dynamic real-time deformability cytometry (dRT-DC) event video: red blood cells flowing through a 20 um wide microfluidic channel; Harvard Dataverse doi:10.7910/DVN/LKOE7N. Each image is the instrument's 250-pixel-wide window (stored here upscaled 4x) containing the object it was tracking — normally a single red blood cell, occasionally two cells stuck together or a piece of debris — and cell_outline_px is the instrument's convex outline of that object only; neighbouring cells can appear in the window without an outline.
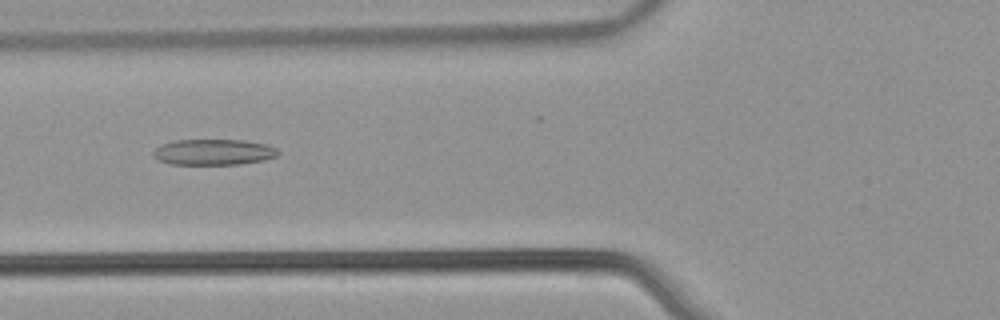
{"species": "common noctule bat (a hibernating species)", "species_latin": "Nyctalus noctula", "temperature_condition": "warm", "stored_images_in_passage": 53, "camera_frame_rate_fps": 3000, "um_per_image_px": 0.085, "animal": {"sex": "male", "body_mass_g": 21.5, "forearm_length_mm": 52.0}, "frame": {"image": 1, "passage_image": 21, "time_ms": 6.667, "image_size_px": [1000, 320], "cell_outline_px": [[280, 152], [276, 156], [264, 160], [240, 164], [172, 164], [160, 160], [152, 156], [152, 152], [160, 144], [176, 140], [244, 140], [268, 144], [276, 148]], "centroid_in_image_um": [18.16, 12.92], "position_along_channel_um": 107.6, "area_um2": 18.84}}
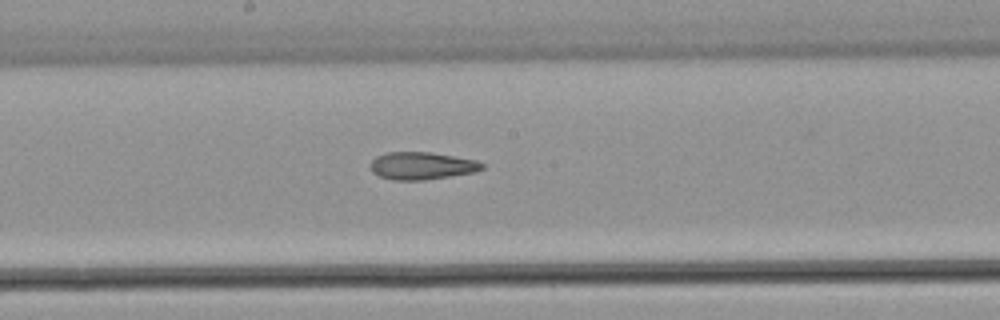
{"frame": {"image": 2, "passage_image": 29, "time_ms": 9.333, "image_size_px": [1000, 320], "cell_outline_px": [[484, 168], [476, 172], [424, 180], [392, 180], [380, 176], [372, 172], [372, 160], [376, 156], [384, 152], [432, 152], [476, 160], [484, 164]], "centroid_in_image_um": [35.87, 14.09], "position_along_channel_um": 212.3, "area_um2": 17.92}}
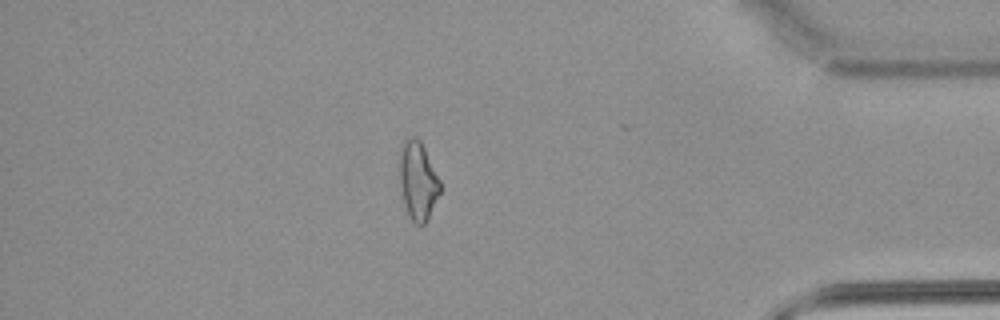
{"frame": {"image": 3, "passage_image": 46, "time_ms": 15.0, "image_size_px": [1000, 320], "cell_outline_px": [[440, 192], [428, 220], [424, 224], [416, 224], [408, 216], [404, 204], [396, 168], [396, 164], [400, 148], [404, 140], [412, 136], [416, 136], [420, 140], [440, 180]], "centroid_in_image_um": [35.46, 15.33], "position_along_channel_um": 399.7, "area_um2": 19.07}, "authors_computed_cell_mechanics": {"area_um2": 20.1144, "velocity_mm_per_s": 3.9256, "shape_relaxation_time_tau1_ms": null, "shape_relaxation_time_tau2_ms": 3.9812, "deformation_change_tau1": null, "deformation_change_tau2": 0.1498}}